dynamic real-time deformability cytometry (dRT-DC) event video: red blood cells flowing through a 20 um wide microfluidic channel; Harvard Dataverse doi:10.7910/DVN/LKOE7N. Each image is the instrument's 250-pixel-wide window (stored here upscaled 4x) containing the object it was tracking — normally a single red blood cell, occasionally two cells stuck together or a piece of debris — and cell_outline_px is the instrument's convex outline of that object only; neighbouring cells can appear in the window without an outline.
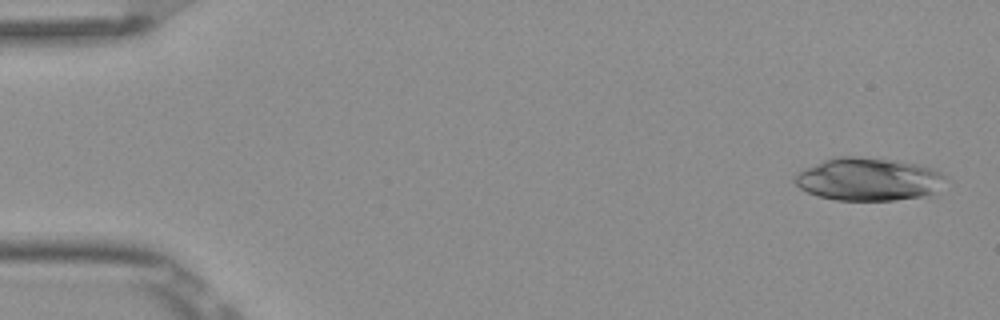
{"species": "Egyptian fruit bat (a non-hibernating species)", "species_latin": "Rousettus aegyptiacus", "temperature_condition": "room temperature", "stored_images_in_passage": 7, "camera_frame_rate_fps": 3000, "um_per_image_px": 0.085, "frame": {"image": 1, "passage_image": 1, "time_ms": 0.0, "image_size_px": [1000, 320], "cell_outline_px": [[944, 176], [936, 196], [896, 200], [836, 200], [816, 196], [800, 188], [792, 180], [800, 172], [832, 156], [860, 156], [896, 160], [936, 168]], "centroid_in_image_um": [73.87, 15.24], "position_along_channel_um": 11.1, "area_um2": 38.03}}
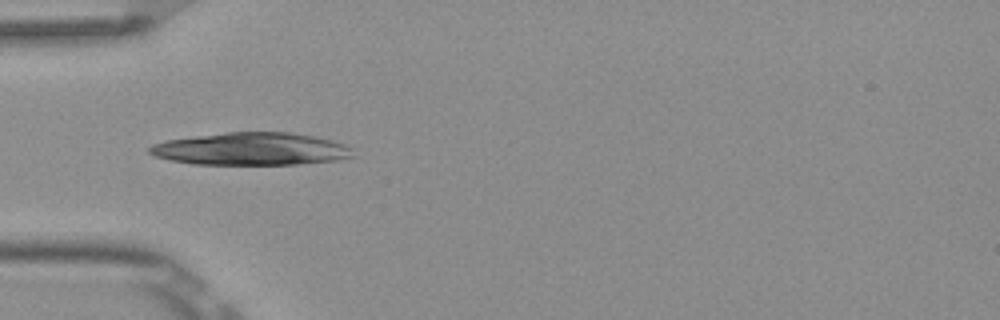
{"frame": {"image": 2, "passage_image": 5, "time_ms": 1.333, "image_size_px": [1000, 320], "cell_outline_px": [[356, 156], [336, 160], [296, 164], [196, 164], [168, 160], [156, 156], [148, 152], [148, 148], [152, 144], [168, 140], [196, 136], [228, 132], [288, 132], [316, 136], [332, 140], [344, 144], [352, 148]], "centroid_in_image_um": [21.38, 12.66], "position_along_channel_um": 63.6, "area_um2": 38.55}}